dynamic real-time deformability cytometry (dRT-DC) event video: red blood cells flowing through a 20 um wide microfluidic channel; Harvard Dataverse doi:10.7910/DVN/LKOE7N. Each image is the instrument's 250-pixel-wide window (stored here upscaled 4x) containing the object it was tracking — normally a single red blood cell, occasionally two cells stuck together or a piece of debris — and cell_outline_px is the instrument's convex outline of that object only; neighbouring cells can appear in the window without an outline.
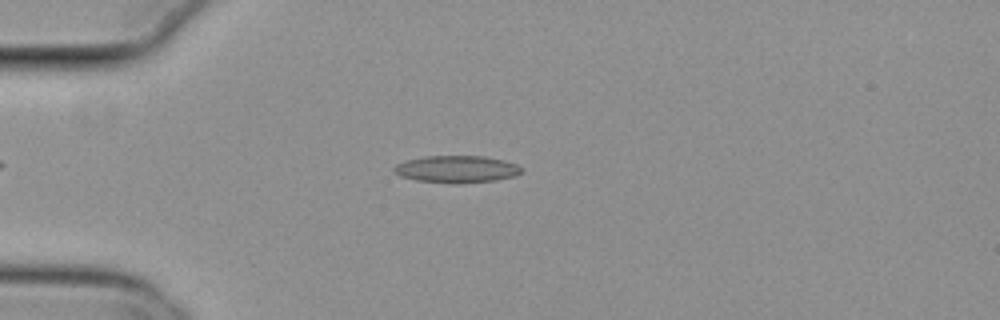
{"species": "common noctule bat (a hibernating species)", "species_latin": "Nyctalus noctula", "temperature_condition": "cold", "stored_images_in_passage": 50, "camera_frame_rate_fps": 3000, "um_per_image_px": 0.085, "animal": {"sex": "female", "body_mass_g": 29.2, "forearm_length_mm": 56.3}, "frame": {"image": 1, "passage_image": 10, "time_ms": 3.0, "image_size_px": [1000, 320], "cell_outline_px": [[524, 172], [512, 176], [492, 180], [460, 184], [456, 184], [416, 180], [400, 176], [392, 168], [396, 164], [408, 160], [428, 156], [484, 156], [516, 164], [524, 168]], "centroid_in_image_um": [38.82, 14.38], "position_along_channel_um": 46.2, "area_um2": 19.94}}
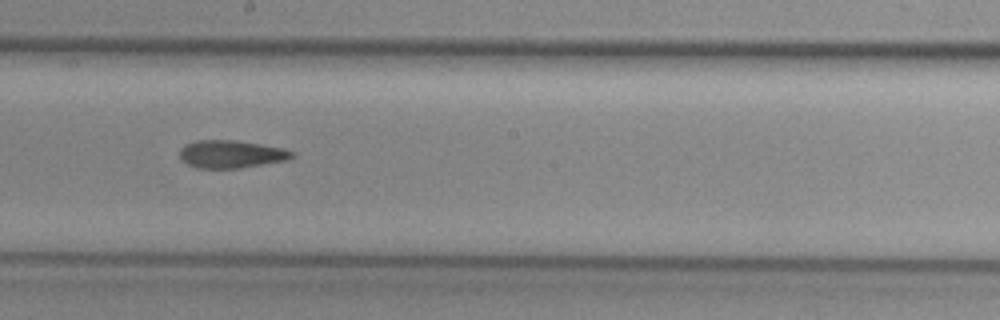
{"frame": {"image": 2, "passage_image": 26, "time_ms": 8.333, "image_size_px": [1000, 320], "cell_outline_px": [[292, 156], [288, 160], [240, 168], [196, 168], [188, 164], [180, 156], [180, 148], [184, 144], [196, 140], [232, 140], [280, 148], [292, 152]], "centroid_in_image_um": [19.58, 13.11], "position_along_channel_um": 228.6, "area_um2": 17.8}}
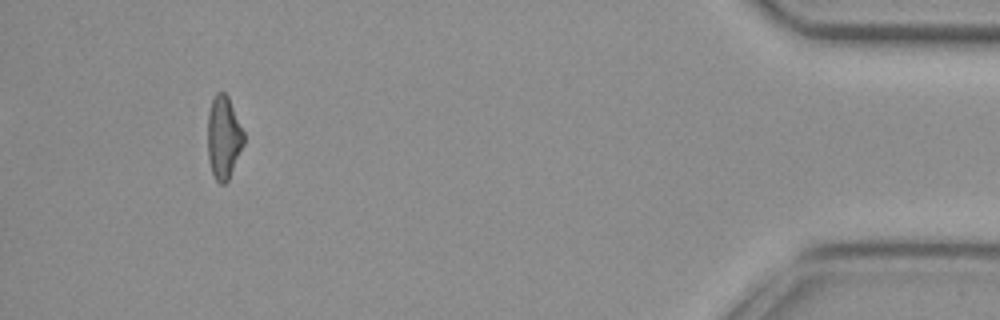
{"frame": {"image": 3, "passage_image": 46, "time_ms": 15.0, "image_size_px": [1000, 320], "cell_outline_px": [[244, 144], [228, 180], [224, 184], [220, 184], [216, 180], [212, 172], [208, 156], [208, 112], [212, 100], [216, 92], [224, 92], [228, 96], [244, 132]], "centroid_in_image_um": [19.01, 11.67], "position_along_channel_um": 416.2, "area_um2": 17.34}, "authors_computed_cell_mechanics": {"area_um2": 18.3515, "velocity_mm_per_s": 3.823, "shape_relaxation_time_tau1_ms": 9.2677, "shape_relaxation_time_tau2_ms": 3.4408, "deformation_change_tau1": 0.1949, "deformation_change_tau2": 0.117}}